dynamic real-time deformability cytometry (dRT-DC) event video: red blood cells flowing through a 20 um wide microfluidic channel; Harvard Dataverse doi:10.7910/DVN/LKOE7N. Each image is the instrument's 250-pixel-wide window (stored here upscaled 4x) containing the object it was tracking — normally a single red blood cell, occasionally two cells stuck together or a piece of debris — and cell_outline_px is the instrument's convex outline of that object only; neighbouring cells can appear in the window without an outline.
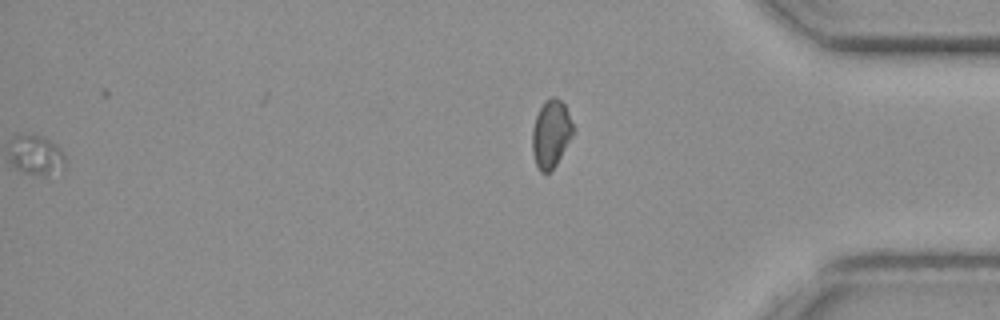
{"species": "common noctule bat (a hibernating species)", "species_latin": "Nyctalus noctula", "temperature_condition": "cold", "stored_images_in_passage": 49, "segment_of_instrument_passage": [2, 2], "camera_frame_rate_fps": 3000, "um_per_image_px": 0.085, "animal": {"sex": "female", "body_mass_g": 19.3, "forearm_length_mm": 54.1}, "frame": {"image": 1, "passage_image": 49, "time_ms": 16.0, "image_size_px": [1000, 320], "cell_outline_px": [[572, 136], [556, 164], [548, 172], [540, 172], [536, 164], [532, 152], [532, 128], [536, 116], [544, 100], [552, 96], [556, 96], [564, 104], [572, 124]], "centroid_in_image_um": [46.8, 11.35], "position_along_channel_um": 388.4, "area_um2": 15.84}}